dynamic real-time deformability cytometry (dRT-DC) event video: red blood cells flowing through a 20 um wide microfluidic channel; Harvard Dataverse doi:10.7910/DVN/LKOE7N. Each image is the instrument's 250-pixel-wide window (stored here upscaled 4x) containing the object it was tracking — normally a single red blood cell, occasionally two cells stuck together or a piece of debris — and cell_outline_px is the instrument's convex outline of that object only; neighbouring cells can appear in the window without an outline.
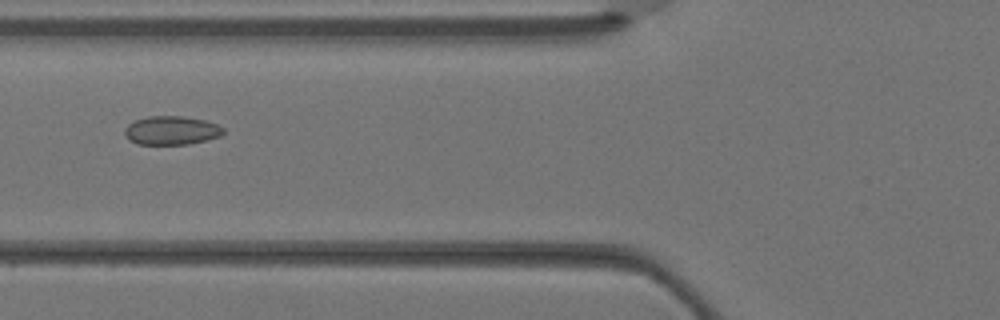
{"species": "Egyptian fruit bat (a non-hibernating species)", "species_latin": "Rousettus aegyptiacus", "temperature_condition": "warm", "stored_images_in_passage": 5, "camera_frame_rate_fps": 3000, "um_per_image_px": 0.085, "animal": {"sex": "female"}, "frame": {"image": 1, "passage_image": 5, "time_ms": 1.333, "image_size_px": [1000, 320], "cell_outline_px": [[224, 132], [220, 136], [208, 140], [188, 144], [136, 144], [128, 140], [124, 132], [124, 128], [128, 124], [136, 120], [148, 116], [180, 116], [204, 120], [216, 124], [224, 128]], "centroid_in_image_um": [14.56, 11.09], "position_along_channel_um": 111.2, "area_um2": 16.53}}